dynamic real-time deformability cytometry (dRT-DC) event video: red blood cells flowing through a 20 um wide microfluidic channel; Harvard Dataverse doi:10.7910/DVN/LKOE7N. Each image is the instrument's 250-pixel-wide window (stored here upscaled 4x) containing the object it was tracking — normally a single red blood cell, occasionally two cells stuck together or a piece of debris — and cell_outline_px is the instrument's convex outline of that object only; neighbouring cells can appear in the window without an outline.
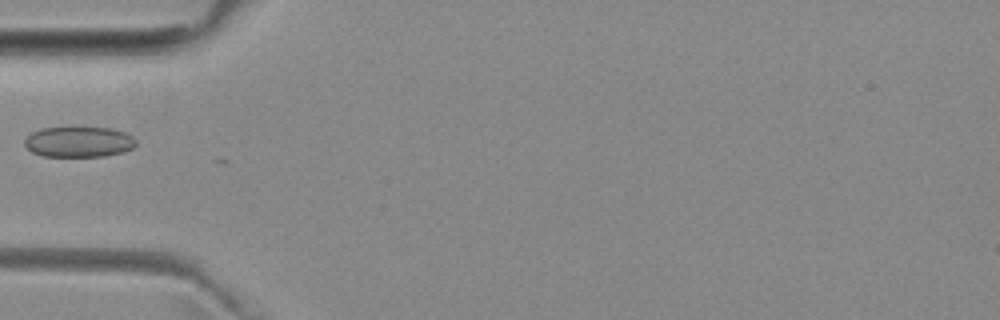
{"species": "common noctule bat (a hibernating species)", "species_latin": "Nyctalus noctula", "temperature_condition": "room temperature", "stored_images_in_passage": 2, "camera_frame_rate_fps": 3000, "um_per_image_px": 0.085, "animal": {"sex": "female", "body_mass_g": 29.2, "forearm_length_mm": 56.3}, "frame": {"image": 1, "passage_image": 2, "time_ms": 1.0, "image_size_px": [1000, 320], "cell_outline_px": [[136, 144], [132, 148], [124, 152], [104, 156], [44, 156], [32, 152], [24, 144], [24, 140], [32, 132], [40, 128], [112, 128], [124, 132], [132, 136], [136, 140]], "centroid_in_image_um": [6.71, 12.06], "position_along_channel_um": 78.3, "area_um2": 19.71}}